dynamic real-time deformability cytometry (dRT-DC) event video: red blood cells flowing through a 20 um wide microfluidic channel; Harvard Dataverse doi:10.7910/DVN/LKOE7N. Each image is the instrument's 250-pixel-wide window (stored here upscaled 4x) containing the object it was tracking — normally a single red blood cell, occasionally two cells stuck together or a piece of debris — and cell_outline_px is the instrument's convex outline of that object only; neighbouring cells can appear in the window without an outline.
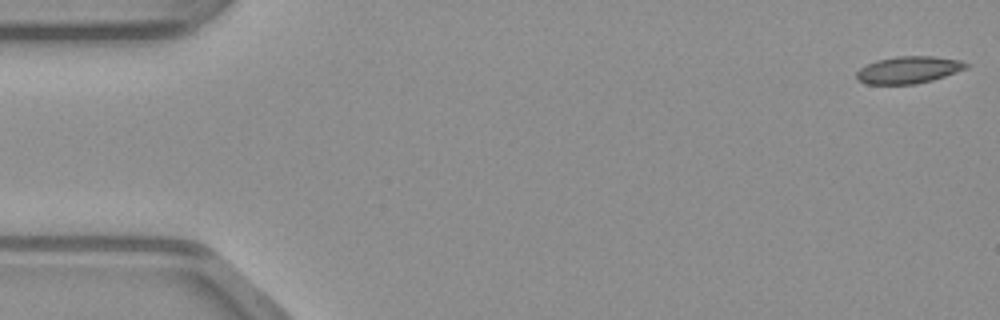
{"species": "common noctule bat (a hibernating species)", "species_latin": "Nyctalus noctula", "temperature_condition": "warm", "stored_images_in_passage": 48, "camera_frame_rate_fps": 3000, "um_per_image_px": 0.085, "animal": {"sex": "male", "body_mass_g": 23.1, "forearm_length_mm": 52.7}, "frame": {"image": 1, "passage_image": 1, "time_ms": 0.0, "image_size_px": [1000, 320], "cell_outline_px": [[972, 64], [968, 68], [932, 80], [916, 84], [868, 84], [856, 80], [856, 72], [860, 68], [876, 60], [896, 56], [932, 56], [960, 60]], "centroid_in_image_um": [77.24, 5.93], "position_along_channel_um": 7.8, "area_um2": 17.4}}
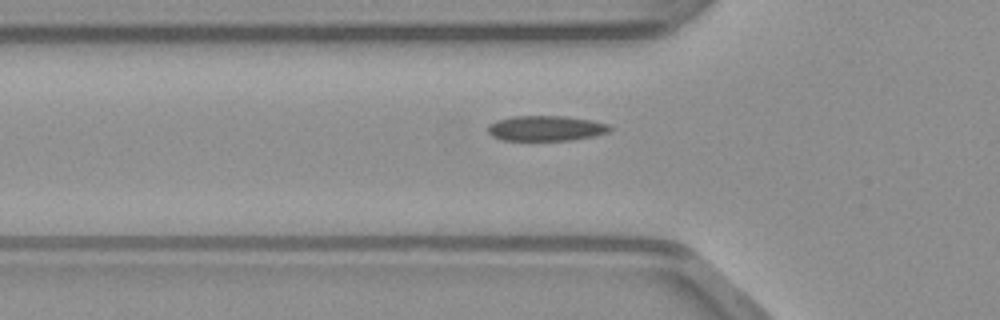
{"frame": {"image": 2, "passage_image": 16, "time_ms": 5.0, "image_size_px": [1000, 320], "cell_outline_px": [[612, 128], [608, 132], [592, 136], [572, 140], [500, 140], [492, 136], [488, 132], [488, 124], [496, 120], [512, 116], [564, 116], [592, 120], [608, 124]], "centroid_in_image_um": [46.37, 10.9], "position_along_channel_um": 79.4, "area_um2": 17.98}}
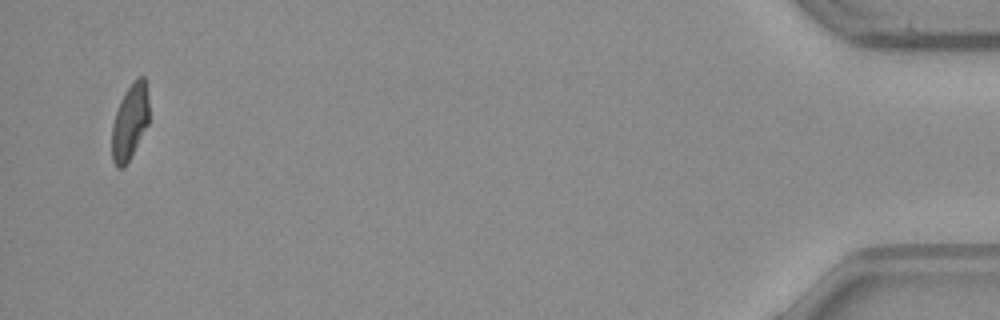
{"frame": {"image": 3, "passage_image": 47, "time_ms": 15.333, "image_size_px": [1000, 320], "cell_outline_px": [[148, 124], [124, 168], [116, 168], [112, 160], [112, 124], [120, 100], [124, 92], [132, 80], [136, 76], [144, 76], [148, 96]], "centroid_in_image_um": [11.02, 10.32], "position_along_channel_um": 424.2, "area_um2": 16.42}}